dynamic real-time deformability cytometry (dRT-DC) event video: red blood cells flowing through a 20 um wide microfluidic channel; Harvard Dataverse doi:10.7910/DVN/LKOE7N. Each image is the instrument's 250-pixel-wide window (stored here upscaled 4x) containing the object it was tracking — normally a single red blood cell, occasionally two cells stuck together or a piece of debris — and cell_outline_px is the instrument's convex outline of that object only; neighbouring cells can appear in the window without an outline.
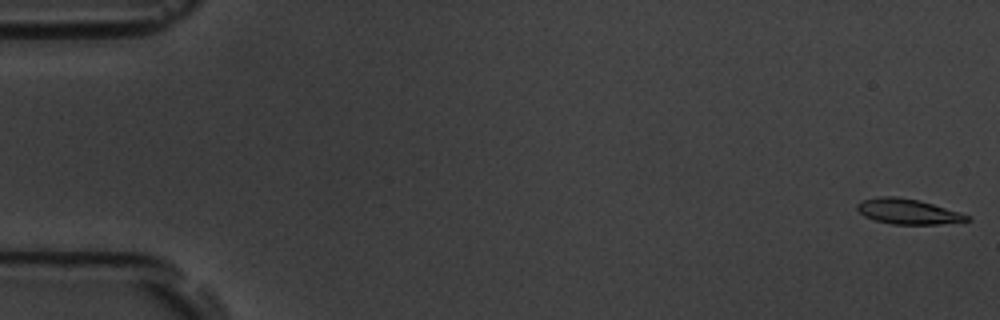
{"species": "common noctule bat (a hibernating species)", "species_latin": "Nyctalus noctula", "temperature_condition": "room temperature", "stored_images_in_passage": 17, "camera_frame_rate_fps": 3000, "um_per_image_px": 0.085, "animal": {"sex": "male", "body_mass_g": 19.5, "forearm_length_mm": 54.6}, "frame": {"image": 1, "passage_image": 1, "time_ms": 0.0, "image_size_px": [1000, 320], "cell_outline_px": [[972, 220], [936, 224], [892, 224], [876, 220], [864, 216], [856, 208], [856, 204], [860, 200], [880, 196], [896, 196], [920, 200], [960, 212], [972, 216]], "centroid_in_image_um": [77.17, 17.96], "position_along_channel_um": 7.8, "area_um2": 16.24}}
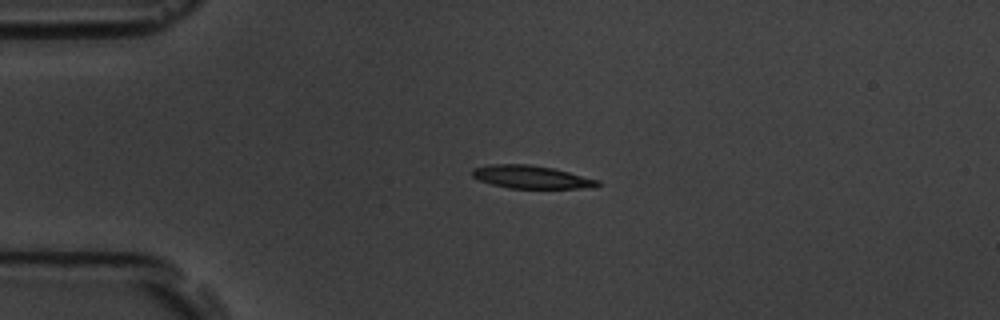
{"frame": {"image": 2, "passage_image": 13, "time_ms": 4.0, "image_size_px": [1000, 320], "cell_outline_px": [[600, 184], [596, 188], [508, 188], [492, 184], [480, 180], [472, 176], [472, 168], [492, 164], [528, 164], [552, 168], [600, 180]], "centroid_in_image_um": [45.18, 15.05], "position_along_channel_um": 39.8, "area_um2": 16.7}}